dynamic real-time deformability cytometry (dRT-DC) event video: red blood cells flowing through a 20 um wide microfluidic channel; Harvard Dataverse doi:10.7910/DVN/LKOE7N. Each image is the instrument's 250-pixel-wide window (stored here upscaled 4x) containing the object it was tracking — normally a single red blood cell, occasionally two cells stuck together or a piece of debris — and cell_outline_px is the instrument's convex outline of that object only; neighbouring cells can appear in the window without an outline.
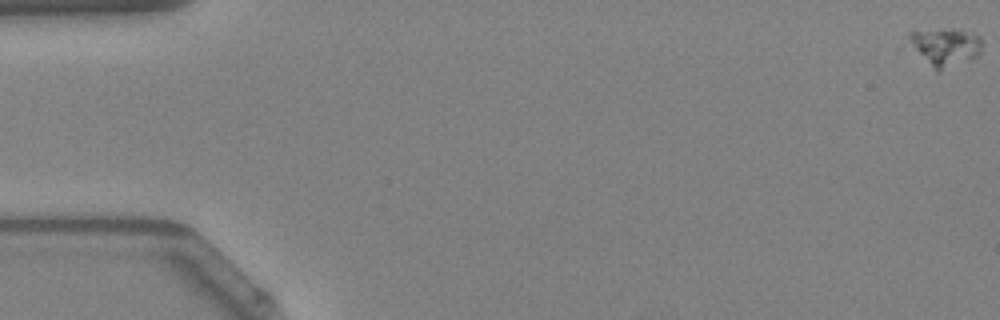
{"species": "Egyptian fruit bat (a non-hibernating species)", "species_latin": "Rousettus aegyptiacus", "temperature_condition": "warm", "stored_images_in_passage": 7, "camera_frame_rate_fps": 3000, "um_per_image_px": 0.085, "animal": {"sex": "female"}, "frame": {"image": 1, "passage_image": 1, "time_ms": 0.0, "image_size_px": [1000, 320], "cell_outline_px": [[980, 52], [972, 60], [940, 72], [936, 72], [904, 44], [908, 32], [952, 28], [960, 28], [980, 36]], "centroid_in_image_um": [80.24, 4.0], "position_along_channel_um": 4.8, "area_um2": 17.11}}